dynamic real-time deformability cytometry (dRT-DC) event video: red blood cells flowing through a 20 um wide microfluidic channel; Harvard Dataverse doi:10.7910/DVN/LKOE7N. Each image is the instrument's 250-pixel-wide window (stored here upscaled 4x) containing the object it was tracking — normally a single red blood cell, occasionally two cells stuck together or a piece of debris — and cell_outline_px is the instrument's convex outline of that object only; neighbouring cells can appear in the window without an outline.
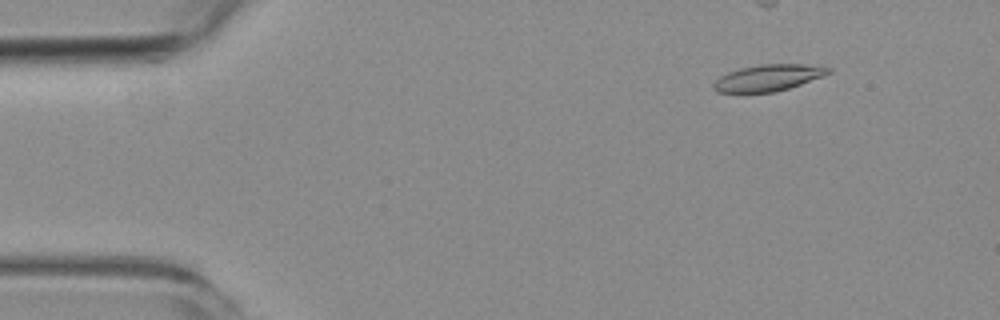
{"species": "common noctule bat (a hibernating species)", "species_latin": "Nyctalus noctula", "temperature_condition": "room temperature", "stored_images_in_passage": 4, "camera_frame_rate_fps": 3000, "um_per_image_px": 0.085, "animal": {"sex": "female", "body_mass_g": 19.3, "forearm_length_mm": 54.1}, "frame": {"image": 1, "passage_image": 2, "time_ms": 1.333, "image_size_px": [1000, 320], "cell_outline_px": [[832, 72], [800, 84], [788, 88], [772, 92], [716, 92], [712, 88], [712, 84], [720, 76], [728, 72], [740, 68], [760, 64], [804, 64], [832, 68]], "centroid_in_image_um": [65.26, 6.6], "position_along_channel_um": 19.7, "area_um2": 17.51}}